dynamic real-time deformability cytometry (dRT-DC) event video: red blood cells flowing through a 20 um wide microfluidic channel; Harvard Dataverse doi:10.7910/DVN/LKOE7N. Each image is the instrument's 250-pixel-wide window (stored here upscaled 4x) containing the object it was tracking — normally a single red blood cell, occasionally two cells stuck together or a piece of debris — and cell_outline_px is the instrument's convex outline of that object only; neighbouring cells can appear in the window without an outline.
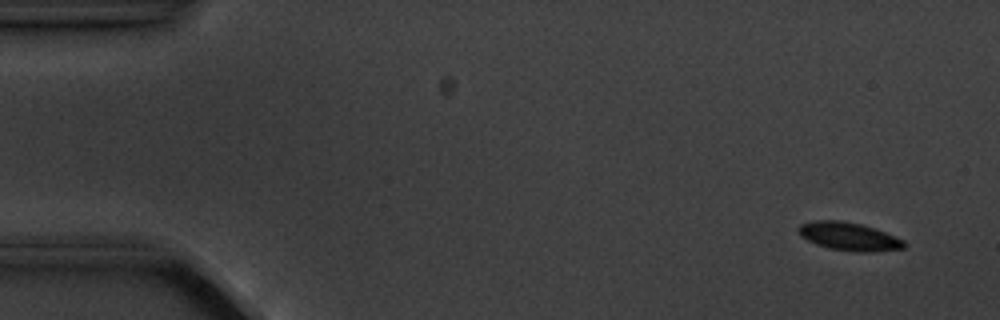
{"species": "common noctule bat (a hibernating species)", "species_latin": "Nyctalus noctula", "temperature_condition": "cold", "stored_images_in_passage": 7, "camera_frame_rate_fps": 3000, "um_per_image_px": 0.085, "animal": {"sex": "male", "body_mass_g": 20.1, "forearm_length_mm": 53.5}, "frame": {"image": 1, "passage_image": 1, "time_ms": 0.0, "image_size_px": [1000, 320], "cell_outline_px": [[908, 244], [904, 248], [872, 252], [856, 252], [828, 248], [816, 244], [800, 236], [796, 228], [800, 224], [816, 220], [840, 220], [860, 224], [884, 232], [904, 240]], "centroid_in_image_um": [72.14, 20.1], "position_along_channel_um": 12.9, "area_um2": 17.34}}
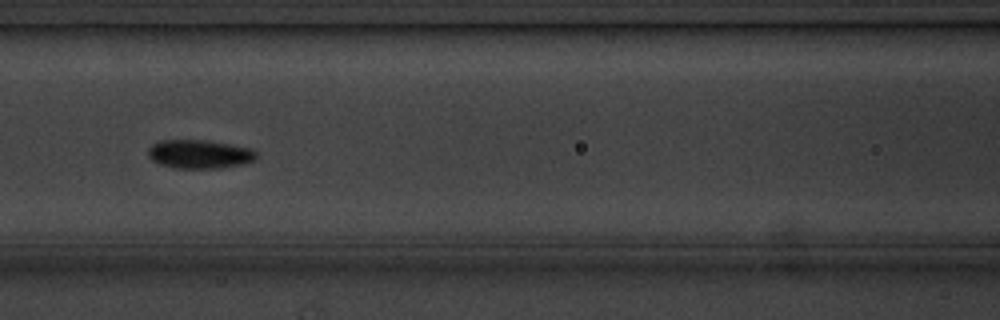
{"frame": {"image": 2, "passage_image": 7, "time_ms": 7.0, "image_size_px": [1000, 320], "cell_outline_px": [[256, 160], [244, 164], [220, 168], [176, 168], [160, 164], [152, 160], [148, 156], [148, 148], [152, 144], [160, 140], [208, 140], [232, 144], [252, 148], [256, 152]], "centroid_in_image_um": [16.98, 13.09], "position_along_channel_um": 149.6, "area_um2": 18.32}}